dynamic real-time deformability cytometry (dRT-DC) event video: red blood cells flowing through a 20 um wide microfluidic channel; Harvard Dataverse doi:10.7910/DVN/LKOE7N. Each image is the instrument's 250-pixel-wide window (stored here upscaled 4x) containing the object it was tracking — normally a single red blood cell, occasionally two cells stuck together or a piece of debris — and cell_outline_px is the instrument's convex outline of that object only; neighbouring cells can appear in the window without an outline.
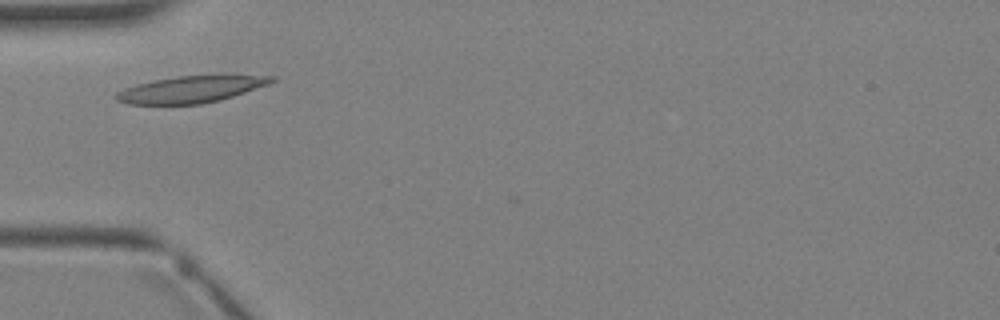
{"species": "Egyptian fruit bat (a non-hibernating species)", "species_latin": "Rousettus aegyptiacus", "temperature_condition": "warm", "stored_images_in_passage": 1, "camera_frame_rate_fps": 3000, "um_per_image_px": 0.085, "animal": {"sex": "female"}, "frame": {"image": 1, "passage_image": 1, "time_ms": 0.0, "image_size_px": [1000, 320], "cell_outline_px": [[276, 80], [268, 84], [220, 100], [200, 104], [128, 104], [116, 100], [112, 96], [116, 92], [124, 88], [136, 84], [176, 76], [220, 72], [224, 72], [276, 76]], "centroid_in_image_um": [16.31, 7.53], "position_along_channel_um": 68.7, "area_um2": 25.26}}